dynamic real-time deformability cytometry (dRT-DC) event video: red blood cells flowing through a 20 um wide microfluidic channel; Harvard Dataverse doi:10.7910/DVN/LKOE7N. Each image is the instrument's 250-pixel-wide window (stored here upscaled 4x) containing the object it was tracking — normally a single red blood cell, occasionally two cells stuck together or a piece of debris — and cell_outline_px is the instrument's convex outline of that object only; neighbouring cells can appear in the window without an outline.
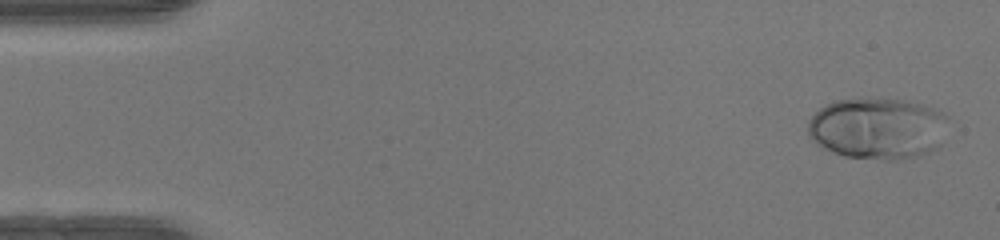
{"species": "human", "species_latin": "Homo sapiens", "temperature_condition": "warm", "stored_images_in_passage": 49, "camera_frame_rate_fps": 3000, "um_per_image_px": 0.085, "donor": {"sex": "female"}, "frame": {"image": 1, "passage_image": 2, "time_ms": 0.333, "image_size_px": [1000, 240], "cell_outline_px": [[948, 116], [940, 148], [916, 156], [896, 160], [884, 160], [844, 156], [824, 148], [808, 136], [808, 120], [820, 108], [836, 100], [860, 96], [900, 100], [920, 104], [936, 108], [944, 112]], "centroid_in_image_um": [74.61, 10.89], "position_along_channel_um": 10.4, "area_um2": 50.86}}
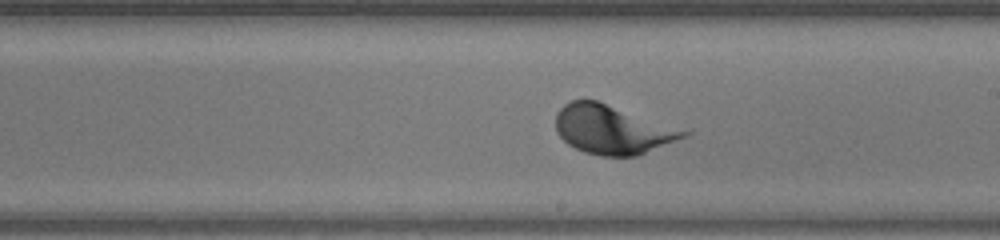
{"frame": {"image": 2, "passage_image": 28, "time_ms": 9.0, "image_size_px": [1000, 240], "cell_outline_px": [[692, 132], [688, 136], [636, 156], [600, 156], [584, 152], [568, 144], [556, 132], [556, 112], [564, 104], [572, 100], [596, 100], [692, 128]], "centroid_in_image_um": [52.18, 10.99], "position_along_channel_um": 236.8, "area_um2": 37.63}}
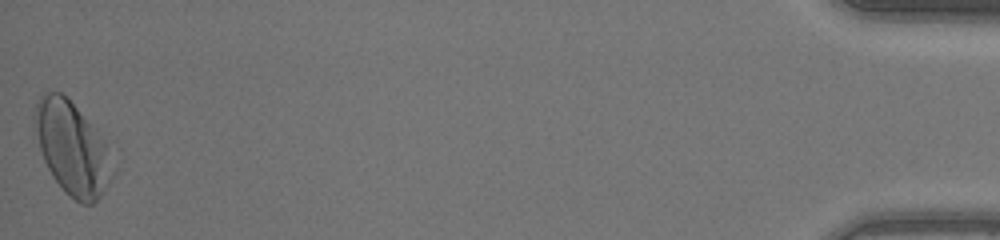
{"frame": {"image": 3, "passage_image": 49, "time_ms": 16.0, "image_size_px": [1000, 240], "cell_outline_px": [[116, 172], [112, 180], [100, 196], [92, 204], [80, 204], [64, 192], [52, 176], [44, 160], [40, 148], [32, 116], [36, 104], [40, 96], [44, 92], [60, 92], [76, 108], [104, 144], [116, 168]], "centroid_in_image_um": [6.11, 12.67], "position_along_channel_um": 429.1, "area_um2": 41.27}}